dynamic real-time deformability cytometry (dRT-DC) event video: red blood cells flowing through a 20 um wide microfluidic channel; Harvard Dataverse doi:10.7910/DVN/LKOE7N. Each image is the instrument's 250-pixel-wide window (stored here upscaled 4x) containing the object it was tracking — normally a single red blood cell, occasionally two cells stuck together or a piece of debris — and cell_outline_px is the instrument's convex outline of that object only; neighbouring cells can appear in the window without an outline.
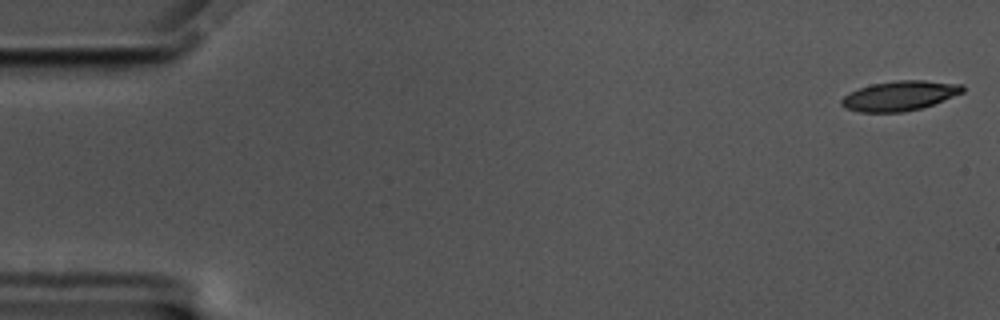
{"species": "common noctule bat (a hibernating species)", "species_latin": "Nyctalus noctula", "temperature_condition": "cold", "stored_images_in_passage": 52, "camera_frame_rate_fps": 3000, "um_per_image_px": 0.085, "animal": {"sex": "male", "body_mass_g": 17.5, "forearm_length_mm": 52.3}, "frame": {"image": 1, "passage_image": 1, "time_ms": 0.0, "image_size_px": [1000, 320], "cell_outline_px": [[964, 92], [932, 104], [920, 108], [904, 112], [860, 112], [844, 108], [840, 104], [840, 100], [848, 92], [872, 84], [896, 80], [924, 80], [964, 84]], "centroid_in_image_um": [76.45, 8.13], "position_along_channel_um": 8.6, "area_um2": 21.04}}
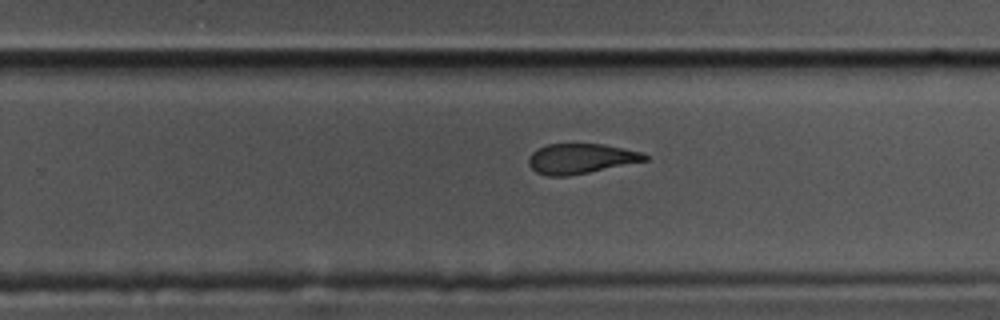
{"frame": {"image": 2, "passage_image": 36, "time_ms": 11.667, "image_size_px": [1000, 320], "cell_outline_px": [[648, 160], [568, 176], [548, 176], [536, 172], [528, 164], [528, 156], [536, 148], [548, 144], [604, 144], [640, 152], [648, 156]], "centroid_in_image_um": [49.31, 13.48], "position_along_channel_um": 280.5, "area_um2": 20.23}}
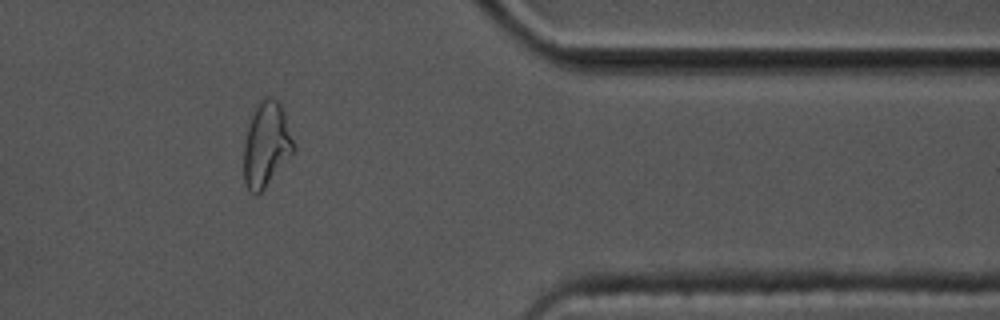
{"frame": {"image": 3, "passage_image": 47, "time_ms": 15.333, "image_size_px": [1000, 320], "cell_outline_px": [[296, 152], [264, 188], [256, 196], [248, 192], [244, 180], [244, 144], [248, 128], [256, 104], [264, 96], [272, 96], [280, 104], [284, 112], [296, 148]], "centroid_in_image_um": [22.65, 12.31], "position_along_channel_um": 388.7, "area_um2": 24.85}}